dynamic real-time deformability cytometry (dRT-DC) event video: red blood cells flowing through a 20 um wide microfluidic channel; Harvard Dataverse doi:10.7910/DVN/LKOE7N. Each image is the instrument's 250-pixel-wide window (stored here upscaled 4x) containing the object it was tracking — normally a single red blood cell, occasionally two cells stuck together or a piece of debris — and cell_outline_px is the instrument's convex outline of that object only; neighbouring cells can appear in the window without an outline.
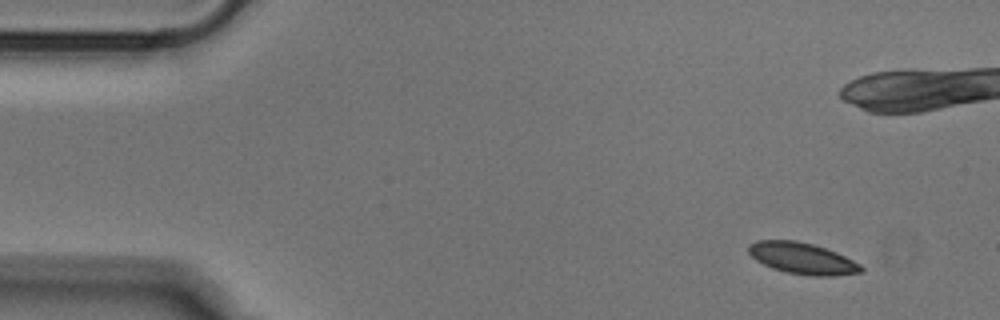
{"species": "Egyptian fruit bat (a non-hibernating species)", "species_latin": "Rousettus aegyptiacus", "temperature_condition": "cold", "stored_images_in_passage": 37, "camera_frame_rate_fps": 3000, "um_per_image_px": 0.085, "animal": {"sex": "male"}, "frame": {"image": 1, "passage_image": 1, "time_ms": 0.0, "image_size_px": [1000, 320], "cell_outline_px": [[864, 272], [832, 276], [812, 276], [784, 272], [772, 268], [756, 260], [748, 252], [748, 244], [756, 240], [796, 240], [812, 244], [836, 252], [860, 264], [864, 268]], "centroid_in_image_um": [68.19, 21.96], "position_along_channel_um": 16.8, "area_um2": 20.63}}
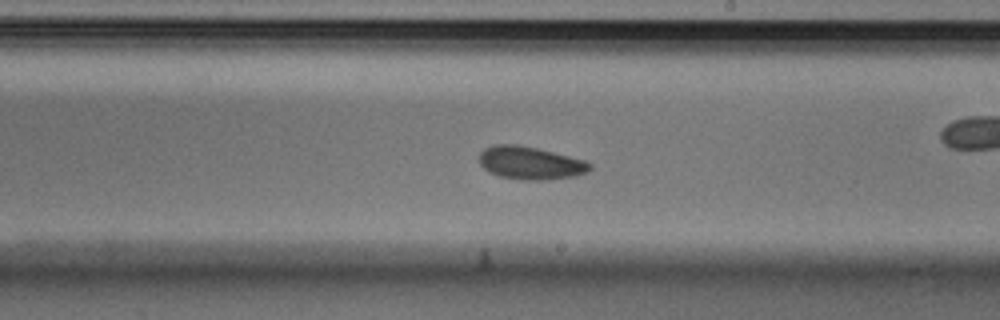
{"frame": {"image": 2, "passage_image": 26, "time_ms": 8.333, "image_size_px": [1000, 320], "cell_outline_px": [[592, 168], [588, 172], [576, 176], [548, 180], [520, 180], [500, 176], [488, 172], [480, 164], [480, 152], [484, 148], [496, 144], [516, 144], [536, 148], [584, 160], [592, 164]], "centroid_in_image_um": [45.08, 13.86], "position_along_channel_um": 243.9, "area_um2": 21.27}}
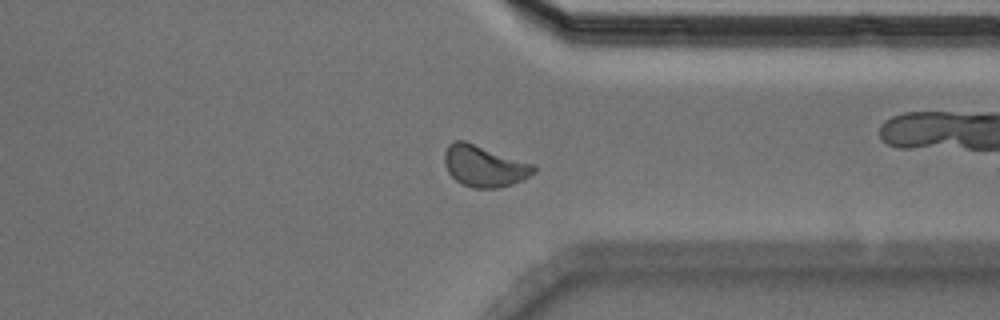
{"frame": {"image": 3, "passage_image": 36, "time_ms": 11.667, "image_size_px": [1000, 320], "cell_outline_px": [[536, 172], [524, 180], [512, 184], [496, 188], [472, 188], [460, 184], [448, 172], [444, 164], [444, 152], [448, 144], [456, 140], [464, 140], [536, 164]], "centroid_in_image_um": [41.18, 14.11], "position_along_channel_um": 370.2, "area_um2": 21.91}}